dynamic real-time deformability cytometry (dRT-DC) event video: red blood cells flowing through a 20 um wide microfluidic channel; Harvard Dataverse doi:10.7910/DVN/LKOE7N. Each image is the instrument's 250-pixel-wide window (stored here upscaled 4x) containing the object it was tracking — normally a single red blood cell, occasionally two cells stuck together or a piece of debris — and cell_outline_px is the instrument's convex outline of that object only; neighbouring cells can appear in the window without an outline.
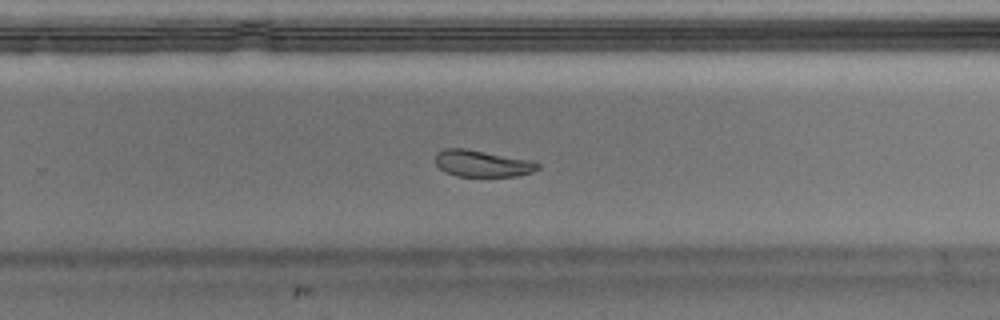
{"species": "Egyptian fruit bat (a non-hibernating species)", "species_latin": "Rousettus aegyptiacus", "temperature_condition": "warm", "stored_images_in_passage": 44, "segment_of_instrument_passage": [1, 2], "camera_frame_rate_fps": 3000, "um_per_image_px": 0.085, "animal": {"sex": "male"}, "frame": {"image": 1, "passage_image": 26, "time_ms": 8.333, "image_size_px": [1000, 320], "cell_outline_px": [[540, 168], [532, 172], [516, 176], [456, 176], [444, 172], [436, 164], [436, 152], [444, 148], [464, 148], [532, 160], [540, 164]], "centroid_in_image_um": [40.99, 13.89], "position_along_channel_um": 288.8, "area_um2": 15.95}}